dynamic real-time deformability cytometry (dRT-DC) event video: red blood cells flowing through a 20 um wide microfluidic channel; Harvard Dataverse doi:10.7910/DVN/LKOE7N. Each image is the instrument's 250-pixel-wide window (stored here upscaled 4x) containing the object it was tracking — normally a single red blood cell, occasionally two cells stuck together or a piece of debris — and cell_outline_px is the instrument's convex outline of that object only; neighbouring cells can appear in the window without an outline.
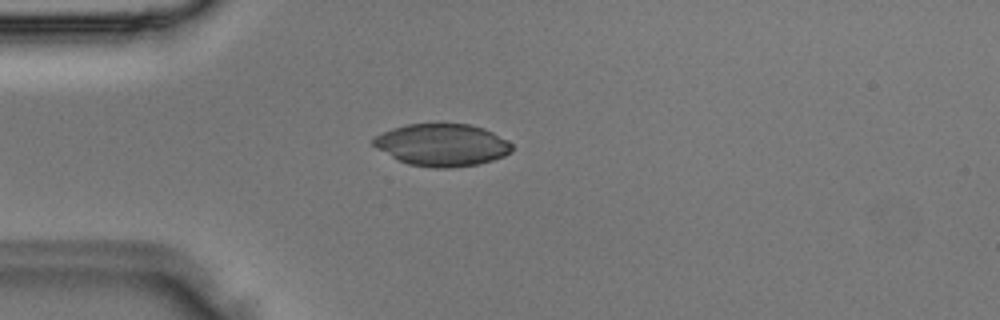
{"species": "Egyptian fruit bat (a non-hibernating species)", "species_latin": "Rousettus aegyptiacus", "temperature_condition": "room temperature", "stored_images_in_passage": 3, "camera_frame_rate_fps": 3000, "um_per_image_px": 0.085, "animal": {"sex": "male"}, "frame": {"image": 1, "passage_image": 3, "time_ms": 0.667, "image_size_px": [1000, 320], "cell_outline_px": [[512, 152], [504, 156], [492, 160], [476, 164], [452, 168], [432, 168], [408, 164], [376, 148], [372, 144], [372, 140], [376, 136], [392, 128], [408, 124], [472, 124], [484, 128], [508, 140], [512, 144]], "centroid_in_image_um": [37.6, 12.32], "position_along_channel_um": 47.4, "area_um2": 34.04}}